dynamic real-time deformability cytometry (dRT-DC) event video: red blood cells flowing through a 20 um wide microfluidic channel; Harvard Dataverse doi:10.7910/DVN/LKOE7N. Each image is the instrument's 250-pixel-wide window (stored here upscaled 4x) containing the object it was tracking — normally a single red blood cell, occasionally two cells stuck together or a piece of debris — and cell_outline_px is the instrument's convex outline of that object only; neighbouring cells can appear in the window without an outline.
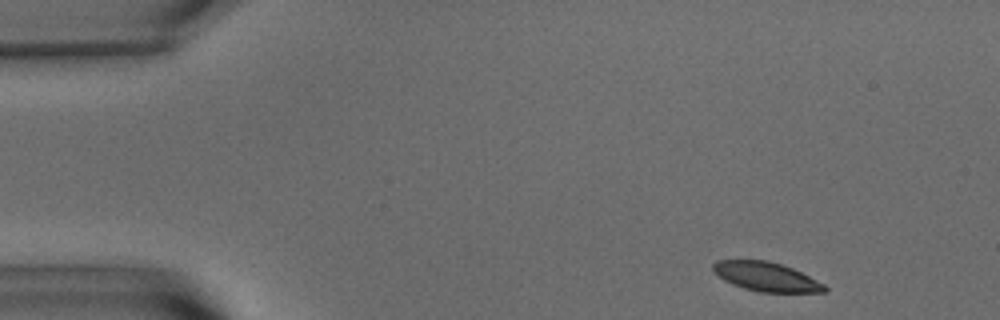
{"species": "common noctule bat (a hibernating species)", "species_latin": "Nyctalus noctula", "temperature_condition": "warm", "stored_images_in_passage": 51, "camera_frame_rate_fps": 3000, "um_per_image_px": 0.085, "animal": {"sex": "male", "body_mass_g": 15.6}, "frame": {"image": 1, "passage_image": 1, "time_ms": 0.0, "image_size_px": [1000, 320], "cell_outline_px": [[828, 292], [760, 292], [744, 288], [732, 284], [724, 280], [712, 268], [712, 264], [716, 260], [768, 260], [792, 268], [824, 284], [828, 288]], "centroid_in_image_um": [65.13, 23.52], "position_along_channel_um": 19.9, "area_um2": 18.73}}
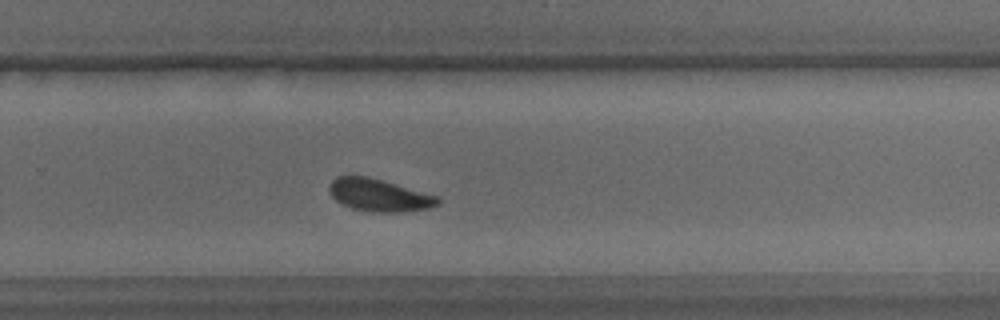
{"frame": {"image": 2, "passage_image": 32, "time_ms": 10.333, "image_size_px": [1000, 320], "cell_outline_px": [[440, 204], [432, 208], [404, 212], [372, 212], [352, 208], [336, 200], [332, 196], [328, 188], [332, 180], [336, 176], [368, 176], [440, 196]], "centroid_in_image_um": [32.28, 16.59], "position_along_channel_um": 297.5, "area_um2": 20.69}}
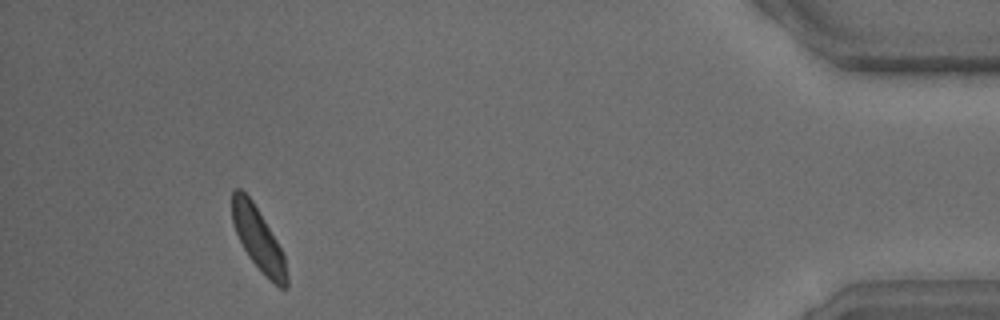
{"frame": {"image": 3, "passage_image": 47, "time_ms": 15.333, "image_size_px": [1000, 320], "cell_outline_px": [[288, 288], [280, 288], [248, 256], [232, 224], [232, 188], [240, 188], [252, 200], [276, 240], [284, 256], [288, 276]], "centroid_in_image_um": [21.93, 20.27], "position_along_channel_um": 413.3, "area_um2": 19.42}, "authors_computed_cell_mechanics": {"area_um2": 20.4612, "velocity_mm_per_s": 3.5685, "shape_relaxation_time_tau1_ms": 1.6092, "shape_relaxation_time_tau2_ms": 6.8551, "deformation_change_tau1": 0.0938, "deformation_change_tau2": 0.1046}}